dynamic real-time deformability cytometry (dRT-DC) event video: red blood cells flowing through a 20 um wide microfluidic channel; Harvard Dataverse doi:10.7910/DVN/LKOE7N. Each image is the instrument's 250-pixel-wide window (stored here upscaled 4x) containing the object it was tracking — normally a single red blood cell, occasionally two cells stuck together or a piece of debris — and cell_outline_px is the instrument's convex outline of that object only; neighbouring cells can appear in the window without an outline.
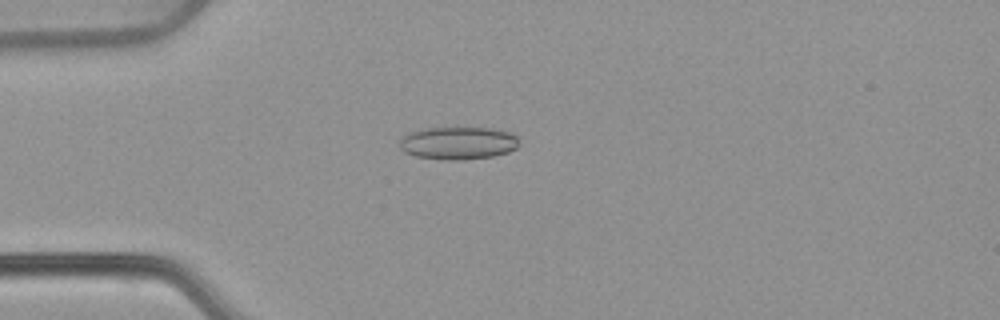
{"species": "common noctule bat (a hibernating species)", "species_latin": "Nyctalus noctula", "temperature_condition": "warm", "stored_images_in_passage": 53, "camera_frame_rate_fps": 3000, "um_per_image_px": 0.085, "animal": {"sex": "female", "body_mass_g": 22.7, "forearm_length_mm": 54.2}, "frame": {"image": 1, "passage_image": 14, "time_ms": 4.333, "image_size_px": [1000, 320], "cell_outline_px": [[520, 144], [516, 148], [508, 152], [492, 156], [460, 160], [444, 160], [416, 156], [404, 152], [400, 148], [400, 140], [408, 132], [424, 128], [492, 128], [512, 132], [520, 140]], "centroid_in_image_um": [38.96, 12.15], "position_along_channel_um": 46.0, "area_um2": 22.95}}
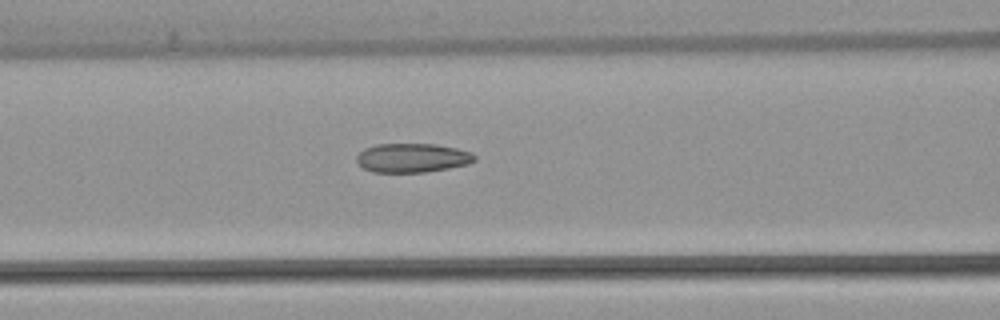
{"frame": {"image": 2, "passage_image": 22, "time_ms": 7.0, "image_size_px": [1000, 320], "cell_outline_px": [[476, 160], [468, 164], [448, 168], [424, 172], [372, 172], [364, 168], [356, 160], [356, 156], [364, 148], [376, 144], [436, 144], [456, 148], [472, 152], [476, 156]], "centroid_in_image_um": [35.05, 13.41], "position_along_channel_um": 131.5, "area_um2": 20.0}}
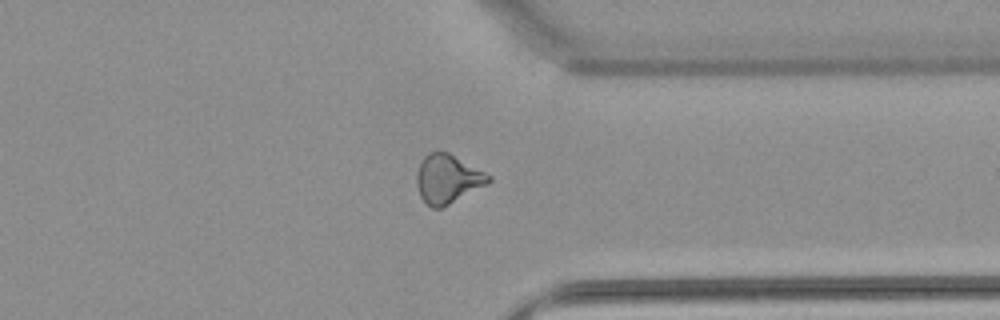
{"frame": {"image": 3, "passage_image": 41, "time_ms": 13.333, "image_size_px": [1000, 320], "cell_outline_px": [[492, 180], [488, 184], [440, 208], [432, 208], [420, 196], [416, 184], [416, 172], [424, 156], [428, 152], [436, 148], [448, 152], [492, 176]], "centroid_in_image_um": [38.03, 15.16], "position_along_channel_um": 373.4, "area_um2": 20.52}, "authors_computed_cell_mechanics": {"area_um2": 20.9814, "velocity_mm_per_s": 3.8685, "shape_relaxation_time_tau1_ms": null, "shape_relaxation_time_tau2_ms": 2.4543, "deformation_change_tau1": null, "deformation_change_tau2": 0.0881}}